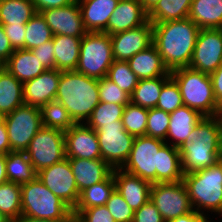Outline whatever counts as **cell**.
<instances>
[{
  "label": "cell",
  "mask_w": 222,
  "mask_h": 222,
  "mask_svg": "<svg viewBox=\"0 0 222 222\" xmlns=\"http://www.w3.org/2000/svg\"><path fill=\"white\" fill-rule=\"evenodd\" d=\"M183 146L222 148V119L219 116H204Z\"/></svg>",
  "instance_id": "24"
},
{
  "label": "cell",
  "mask_w": 222,
  "mask_h": 222,
  "mask_svg": "<svg viewBox=\"0 0 222 222\" xmlns=\"http://www.w3.org/2000/svg\"><path fill=\"white\" fill-rule=\"evenodd\" d=\"M76 2L86 1V0H75Z\"/></svg>",
  "instance_id": "62"
},
{
  "label": "cell",
  "mask_w": 222,
  "mask_h": 222,
  "mask_svg": "<svg viewBox=\"0 0 222 222\" xmlns=\"http://www.w3.org/2000/svg\"><path fill=\"white\" fill-rule=\"evenodd\" d=\"M222 64V29H200L189 67L207 74Z\"/></svg>",
  "instance_id": "13"
},
{
  "label": "cell",
  "mask_w": 222,
  "mask_h": 222,
  "mask_svg": "<svg viewBox=\"0 0 222 222\" xmlns=\"http://www.w3.org/2000/svg\"><path fill=\"white\" fill-rule=\"evenodd\" d=\"M98 82V79L77 71L61 72L55 100L62 104L75 123H86L99 104Z\"/></svg>",
  "instance_id": "3"
},
{
  "label": "cell",
  "mask_w": 222,
  "mask_h": 222,
  "mask_svg": "<svg viewBox=\"0 0 222 222\" xmlns=\"http://www.w3.org/2000/svg\"><path fill=\"white\" fill-rule=\"evenodd\" d=\"M22 104H24L23 83L4 69L0 73V112L6 115Z\"/></svg>",
  "instance_id": "29"
},
{
  "label": "cell",
  "mask_w": 222,
  "mask_h": 222,
  "mask_svg": "<svg viewBox=\"0 0 222 222\" xmlns=\"http://www.w3.org/2000/svg\"><path fill=\"white\" fill-rule=\"evenodd\" d=\"M4 121V115L0 112V123Z\"/></svg>",
  "instance_id": "61"
},
{
  "label": "cell",
  "mask_w": 222,
  "mask_h": 222,
  "mask_svg": "<svg viewBox=\"0 0 222 222\" xmlns=\"http://www.w3.org/2000/svg\"><path fill=\"white\" fill-rule=\"evenodd\" d=\"M37 178L72 211L74 210L80 192L68 158L41 169L37 172Z\"/></svg>",
  "instance_id": "12"
},
{
  "label": "cell",
  "mask_w": 222,
  "mask_h": 222,
  "mask_svg": "<svg viewBox=\"0 0 222 222\" xmlns=\"http://www.w3.org/2000/svg\"><path fill=\"white\" fill-rule=\"evenodd\" d=\"M218 116L222 119V104L219 106Z\"/></svg>",
  "instance_id": "60"
},
{
  "label": "cell",
  "mask_w": 222,
  "mask_h": 222,
  "mask_svg": "<svg viewBox=\"0 0 222 222\" xmlns=\"http://www.w3.org/2000/svg\"><path fill=\"white\" fill-rule=\"evenodd\" d=\"M6 69L20 82L31 80L46 69L31 50L16 49L6 61Z\"/></svg>",
  "instance_id": "26"
},
{
  "label": "cell",
  "mask_w": 222,
  "mask_h": 222,
  "mask_svg": "<svg viewBox=\"0 0 222 222\" xmlns=\"http://www.w3.org/2000/svg\"><path fill=\"white\" fill-rule=\"evenodd\" d=\"M0 211L11 220L22 215L20 184L9 181L0 184Z\"/></svg>",
  "instance_id": "37"
},
{
  "label": "cell",
  "mask_w": 222,
  "mask_h": 222,
  "mask_svg": "<svg viewBox=\"0 0 222 222\" xmlns=\"http://www.w3.org/2000/svg\"><path fill=\"white\" fill-rule=\"evenodd\" d=\"M184 105L179 86L170 77L162 86L156 108L165 112H174L177 108Z\"/></svg>",
  "instance_id": "41"
},
{
  "label": "cell",
  "mask_w": 222,
  "mask_h": 222,
  "mask_svg": "<svg viewBox=\"0 0 222 222\" xmlns=\"http://www.w3.org/2000/svg\"><path fill=\"white\" fill-rule=\"evenodd\" d=\"M189 200L193 210L222 216V164L184 174ZM207 212V213H205Z\"/></svg>",
  "instance_id": "4"
},
{
  "label": "cell",
  "mask_w": 222,
  "mask_h": 222,
  "mask_svg": "<svg viewBox=\"0 0 222 222\" xmlns=\"http://www.w3.org/2000/svg\"><path fill=\"white\" fill-rule=\"evenodd\" d=\"M199 31L190 18L153 24V44L169 72L189 67Z\"/></svg>",
  "instance_id": "2"
},
{
  "label": "cell",
  "mask_w": 222,
  "mask_h": 222,
  "mask_svg": "<svg viewBox=\"0 0 222 222\" xmlns=\"http://www.w3.org/2000/svg\"><path fill=\"white\" fill-rule=\"evenodd\" d=\"M113 62L110 35L105 32H87L80 43L75 71L99 80L106 77Z\"/></svg>",
  "instance_id": "7"
},
{
  "label": "cell",
  "mask_w": 222,
  "mask_h": 222,
  "mask_svg": "<svg viewBox=\"0 0 222 222\" xmlns=\"http://www.w3.org/2000/svg\"><path fill=\"white\" fill-rule=\"evenodd\" d=\"M61 71L48 69L39 76L23 83L24 104L41 108L54 101L58 90Z\"/></svg>",
  "instance_id": "17"
},
{
  "label": "cell",
  "mask_w": 222,
  "mask_h": 222,
  "mask_svg": "<svg viewBox=\"0 0 222 222\" xmlns=\"http://www.w3.org/2000/svg\"><path fill=\"white\" fill-rule=\"evenodd\" d=\"M40 111L44 127L66 131L75 124L68 111L56 100L42 106Z\"/></svg>",
  "instance_id": "35"
},
{
  "label": "cell",
  "mask_w": 222,
  "mask_h": 222,
  "mask_svg": "<svg viewBox=\"0 0 222 222\" xmlns=\"http://www.w3.org/2000/svg\"><path fill=\"white\" fill-rule=\"evenodd\" d=\"M148 110L130 101L125 106L122 116L124 129L134 137L146 135Z\"/></svg>",
  "instance_id": "39"
},
{
  "label": "cell",
  "mask_w": 222,
  "mask_h": 222,
  "mask_svg": "<svg viewBox=\"0 0 222 222\" xmlns=\"http://www.w3.org/2000/svg\"><path fill=\"white\" fill-rule=\"evenodd\" d=\"M147 21V13L139 0H119L104 32L113 35L144 25Z\"/></svg>",
  "instance_id": "19"
},
{
  "label": "cell",
  "mask_w": 222,
  "mask_h": 222,
  "mask_svg": "<svg viewBox=\"0 0 222 222\" xmlns=\"http://www.w3.org/2000/svg\"><path fill=\"white\" fill-rule=\"evenodd\" d=\"M31 0L0 1V24H26L36 13Z\"/></svg>",
  "instance_id": "32"
},
{
  "label": "cell",
  "mask_w": 222,
  "mask_h": 222,
  "mask_svg": "<svg viewBox=\"0 0 222 222\" xmlns=\"http://www.w3.org/2000/svg\"><path fill=\"white\" fill-rule=\"evenodd\" d=\"M64 136L66 158L101 159L96 131L85 123H75Z\"/></svg>",
  "instance_id": "16"
},
{
  "label": "cell",
  "mask_w": 222,
  "mask_h": 222,
  "mask_svg": "<svg viewBox=\"0 0 222 222\" xmlns=\"http://www.w3.org/2000/svg\"><path fill=\"white\" fill-rule=\"evenodd\" d=\"M36 172L66 158L64 131L42 127L25 150Z\"/></svg>",
  "instance_id": "8"
},
{
  "label": "cell",
  "mask_w": 222,
  "mask_h": 222,
  "mask_svg": "<svg viewBox=\"0 0 222 222\" xmlns=\"http://www.w3.org/2000/svg\"><path fill=\"white\" fill-rule=\"evenodd\" d=\"M11 151H25L43 127L40 108L22 104L4 115Z\"/></svg>",
  "instance_id": "9"
},
{
  "label": "cell",
  "mask_w": 222,
  "mask_h": 222,
  "mask_svg": "<svg viewBox=\"0 0 222 222\" xmlns=\"http://www.w3.org/2000/svg\"><path fill=\"white\" fill-rule=\"evenodd\" d=\"M132 222H165L156 206L149 200L140 209L134 211Z\"/></svg>",
  "instance_id": "48"
},
{
  "label": "cell",
  "mask_w": 222,
  "mask_h": 222,
  "mask_svg": "<svg viewBox=\"0 0 222 222\" xmlns=\"http://www.w3.org/2000/svg\"><path fill=\"white\" fill-rule=\"evenodd\" d=\"M170 77L140 79L131 95V102L147 109L156 108L162 86Z\"/></svg>",
  "instance_id": "33"
},
{
  "label": "cell",
  "mask_w": 222,
  "mask_h": 222,
  "mask_svg": "<svg viewBox=\"0 0 222 222\" xmlns=\"http://www.w3.org/2000/svg\"><path fill=\"white\" fill-rule=\"evenodd\" d=\"M2 28L14 50L25 49L26 24H7Z\"/></svg>",
  "instance_id": "46"
},
{
  "label": "cell",
  "mask_w": 222,
  "mask_h": 222,
  "mask_svg": "<svg viewBox=\"0 0 222 222\" xmlns=\"http://www.w3.org/2000/svg\"><path fill=\"white\" fill-rule=\"evenodd\" d=\"M31 51L39 59L40 64H42L46 70L55 69L53 38Z\"/></svg>",
  "instance_id": "47"
},
{
  "label": "cell",
  "mask_w": 222,
  "mask_h": 222,
  "mask_svg": "<svg viewBox=\"0 0 222 222\" xmlns=\"http://www.w3.org/2000/svg\"><path fill=\"white\" fill-rule=\"evenodd\" d=\"M110 38L114 60L128 61L153 43V24L148 20L144 25L115 33Z\"/></svg>",
  "instance_id": "14"
},
{
  "label": "cell",
  "mask_w": 222,
  "mask_h": 222,
  "mask_svg": "<svg viewBox=\"0 0 222 222\" xmlns=\"http://www.w3.org/2000/svg\"><path fill=\"white\" fill-rule=\"evenodd\" d=\"M219 162L222 164V156L220 157V160H219Z\"/></svg>",
  "instance_id": "63"
},
{
  "label": "cell",
  "mask_w": 222,
  "mask_h": 222,
  "mask_svg": "<svg viewBox=\"0 0 222 222\" xmlns=\"http://www.w3.org/2000/svg\"><path fill=\"white\" fill-rule=\"evenodd\" d=\"M6 69V62L0 58V73Z\"/></svg>",
  "instance_id": "59"
},
{
  "label": "cell",
  "mask_w": 222,
  "mask_h": 222,
  "mask_svg": "<svg viewBox=\"0 0 222 222\" xmlns=\"http://www.w3.org/2000/svg\"><path fill=\"white\" fill-rule=\"evenodd\" d=\"M6 176L9 182L24 184L37 177L25 151H10L5 155Z\"/></svg>",
  "instance_id": "30"
},
{
  "label": "cell",
  "mask_w": 222,
  "mask_h": 222,
  "mask_svg": "<svg viewBox=\"0 0 222 222\" xmlns=\"http://www.w3.org/2000/svg\"><path fill=\"white\" fill-rule=\"evenodd\" d=\"M119 0H86L78 2L87 32H104Z\"/></svg>",
  "instance_id": "22"
},
{
  "label": "cell",
  "mask_w": 222,
  "mask_h": 222,
  "mask_svg": "<svg viewBox=\"0 0 222 222\" xmlns=\"http://www.w3.org/2000/svg\"><path fill=\"white\" fill-rule=\"evenodd\" d=\"M13 52L14 49L0 24V58L6 62Z\"/></svg>",
  "instance_id": "52"
},
{
  "label": "cell",
  "mask_w": 222,
  "mask_h": 222,
  "mask_svg": "<svg viewBox=\"0 0 222 222\" xmlns=\"http://www.w3.org/2000/svg\"><path fill=\"white\" fill-rule=\"evenodd\" d=\"M11 151L6 124L3 121L0 123V154L6 155Z\"/></svg>",
  "instance_id": "53"
},
{
  "label": "cell",
  "mask_w": 222,
  "mask_h": 222,
  "mask_svg": "<svg viewBox=\"0 0 222 222\" xmlns=\"http://www.w3.org/2000/svg\"><path fill=\"white\" fill-rule=\"evenodd\" d=\"M115 189L133 211L140 209L150 200L152 183L121 168L113 169Z\"/></svg>",
  "instance_id": "18"
},
{
  "label": "cell",
  "mask_w": 222,
  "mask_h": 222,
  "mask_svg": "<svg viewBox=\"0 0 222 222\" xmlns=\"http://www.w3.org/2000/svg\"><path fill=\"white\" fill-rule=\"evenodd\" d=\"M150 200L156 206L165 222L193 211L185 183H153Z\"/></svg>",
  "instance_id": "10"
},
{
  "label": "cell",
  "mask_w": 222,
  "mask_h": 222,
  "mask_svg": "<svg viewBox=\"0 0 222 222\" xmlns=\"http://www.w3.org/2000/svg\"><path fill=\"white\" fill-rule=\"evenodd\" d=\"M121 169L152 184L179 182L184 177L179 148L147 135L135 137Z\"/></svg>",
  "instance_id": "1"
},
{
  "label": "cell",
  "mask_w": 222,
  "mask_h": 222,
  "mask_svg": "<svg viewBox=\"0 0 222 222\" xmlns=\"http://www.w3.org/2000/svg\"><path fill=\"white\" fill-rule=\"evenodd\" d=\"M0 222H12V220L0 211Z\"/></svg>",
  "instance_id": "58"
},
{
  "label": "cell",
  "mask_w": 222,
  "mask_h": 222,
  "mask_svg": "<svg viewBox=\"0 0 222 222\" xmlns=\"http://www.w3.org/2000/svg\"><path fill=\"white\" fill-rule=\"evenodd\" d=\"M72 214L77 215L82 222H116L105 205L74 209Z\"/></svg>",
  "instance_id": "45"
},
{
  "label": "cell",
  "mask_w": 222,
  "mask_h": 222,
  "mask_svg": "<svg viewBox=\"0 0 222 222\" xmlns=\"http://www.w3.org/2000/svg\"><path fill=\"white\" fill-rule=\"evenodd\" d=\"M82 38L66 35H53L55 69L63 71H75Z\"/></svg>",
  "instance_id": "27"
},
{
  "label": "cell",
  "mask_w": 222,
  "mask_h": 222,
  "mask_svg": "<svg viewBox=\"0 0 222 222\" xmlns=\"http://www.w3.org/2000/svg\"><path fill=\"white\" fill-rule=\"evenodd\" d=\"M106 78L114 82L121 90L130 96L138 84V77L130 69L127 61H116L108 69Z\"/></svg>",
  "instance_id": "40"
},
{
  "label": "cell",
  "mask_w": 222,
  "mask_h": 222,
  "mask_svg": "<svg viewBox=\"0 0 222 222\" xmlns=\"http://www.w3.org/2000/svg\"><path fill=\"white\" fill-rule=\"evenodd\" d=\"M105 206L116 222H132L134 211L130 208L122 195L114 189Z\"/></svg>",
  "instance_id": "44"
},
{
  "label": "cell",
  "mask_w": 222,
  "mask_h": 222,
  "mask_svg": "<svg viewBox=\"0 0 222 222\" xmlns=\"http://www.w3.org/2000/svg\"><path fill=\"white\" fill-rule=\"evenodd\" d=\"M144 11L148 14L160 0H139Z\"/></svg>",
  "instance_id": "56"
},
{
  "label": "cell",
  "mask_w": 222,
  "mask_h": 222,
  "mask_svg": "<svg viewBox=\"0 0 222 222\" xmlns=\"http://www.w3.org/2000/svg\"><path fill=\"white\" fill-rule=\"evenodd\" d=\"M12 222H66V220L33 219L21 215L17 219L12 220Z\"/></svg>",
  "instance_id": "54"
},
{
  "label": "cell",
  "mask_w": 222,
  "mask_h": 222,
  "mask_svg": "<svg viewBox=\"0 0 222 222\" xmlns=\"http://www.w3.org/2000/svg\"><path fill=\"white\" fill-rule=\"evenodd\" d=\"M22 216L33 219L67 220L72 210L37 177L21 185Z\"/></svg>",
  "instance_id": "6"
},
{
  "label": "cell",
  "mask_w": 222,
  "mask_h": 222,
  "mask_svg": "<svg viewBox=\"0 0 222 222\" xmlns=\"http://www.w3.org/2000/svg\"><path fill=\"white\" fill-rule=\"evenodd\" d=\"M100 102L127 105L131 101V96L121 90L114 82L106 77L98 82Z\"/></svg>",
  "instance_id": "43"
},
{
  "label": "cell",
  "mask_w": 222,
  "mask_h": 222,
  "mask_svg": "<svg viewBox=\"0 0 222 222\" xmlns=\"http://www.w3.org/2000/svg\"><path fill=\"white\" fill-rule=\"evenodd\" d=\"M188 18L200 29H222V0H193Z\"/></svg>",
  "instance_id": "28"
},
{
  "label": "cell",
  "mask_w": 222,
  "mask_h": 222,
  "mask_svg": "<svg viewBox=\"0 0 222 222\" xmlns=\"http://www.w3.org/2000/svg\"><path fill=\"white\" fill-rule=\"evenodd\" d=\"M170 123V114L157 108L148 110L146 135L162 140L166 139Z\"/></svg>",
  "instance_id": "42"
},
{
  "label": "cell",
  "mask_w": 222,
  "mask_h": 222,
  "mask_svg": "<svg viewBox=\"0 0 222 222\" xmlns=\"http://www.w3.org/2000/svg\"><path fill=\"white\" fill-rule=\"evenodd\" d=\"M95 131L101 159L112 169L122 168L129 158L135 137L124 129L123 124H106Z\"/></svg>",
  "instance_id": "11"
},
{
  "label": "cell",
  "mask_w": 222,
  "mask_h": 222,
  "mask_svg": "<svg viewBox=\"0 0 222 222\" xmlns=\"http://www.w3.org/2000/svg\"><path fill=\"white\" fill-rule=\"evenodd\" d=\"M127 62L139 80L170 76L169 70L165 67L161 55L153 43L135 54Z\"/></svg>",
  "instance_id": "23"
},
{
  "label": "cell",
  "mask_w": 222,
  "mask_h": 222,
  "mask_svg": "<svg viewBox=\"0 0 222 222\" xmlns=\"http://www.w3.org/2000/svg\"><path fill=\"white\" fill-rule=\"evenodd\" d=\"M5 155L0 154V184L7 182Z\"/></svg>",
  "instance_id": "55"
},
{
  "label": "cell",
  "mask_w": 222,
  "mask_h": 222,
  "mask_svg": "<svg viewBox=\"0 0 222 222\" xmlns=\"http://www.w3.org/2000/svg\"><path fill=\"white\" fill-rule=\"evenodd\" d=\"M53 35H66L83 38L87 31L84 28L78 2L40 11Z\"/></svg>",
  "instance_id": "15"
},
{
  "label": "cell",
  "mask_w": 222,
  "mask_h": 222,
  "mask_svg": "<svg viewBox=\"0 0 222 222\" xmlns=\"http://www.w3.org/2000/svg\"><path fill=\"white\" fill-rule=\"evenodd\" d=\"M53 33L40 12L26 23L25 50H32L52 40Z\"/></svg>",
  "instance_id": "38"
},
{
  "label": "cell",
  "mask_w": 222,
  "mask_h": 222,
  "mask_svg": "<svg viewBox=\"0 0 222 222\" xmlns=\"http://www.w3.org/2000/svg\"><path fill=\"white\" fill-rule=\"evenodd\" d=\"M125 106L99 102L85 124L94 130L106 124H122Z\"/></svg>",
  "instance_id": "36"
},
{
  "label": "cell",
  "mask_w": 222,
  "mask_h": 222,
  "mask_svg": "<svg viewBox=\"0 0 222 222\" xmlns=\"http://www.w3.org/2000/svg\"><path fill=\"white\" fill-rule=\"evenodd\" d=\"M68 159L79 192L104 181L113 171L103 159Z\"/></svg>",
  "instance_id": "21"
},
{
  "label": "cell",
  "mask_w": 222,
  "mask_h": 222,
  "mask_svg": "<svg viewBox=\"0 0 222 222\" xmlns=\"http://www.w3.org/2000/svg\"><path fill=\"white\" fill-rule=\"evenodd\" d=\"M114 189L115 180L112 172L104 181L82 190L78 204L74 209H87L105 205Z\"/></svg>",
  "instance_id": "34"
},
{
  "label": "cell",
  "mask_w": 222,
  "mask_h": 222,
  "mask_svg": "<svg viewBox=\"0 0 222 222\" xmlns=\"http://www.w3.org/2000/svg\"><path fill=\"white\" fill-rule=\"evenodd\" d=\"M169 222H215V221L210 218V214L206 215L193 210L192 212L177 217L175 219H172Z\"/></svg>",
  "instance_id": "51"
},
{
  "label": "cell",
  "mask_w": 222,
  "mask_h": 222,
  "mask_svg": "<svg viewBox=\"0 0 222 222\" xmlns=\"http://www.w3.org/2000/svg\"><path fill=\"white\" fill-rule=\"evenodd\" d=\"M193 0H160L147 14L152 23L182 20L188 18Z\"/></svg>",
  "instance_id": "31"
},
{
  "label": "cell",
  "mask_w": 222,
  "mask_h": 222,
  "mask_svg": "<svg viewBox=\"0 0 222 222\" xmlns=\"http://www.w3.org/2000/svg\"><path fill=\"white\" fill-rule=\"evenodd\" d=\"M179 150L184 174L216 165L222 156V148L182 146Z\"/></svg>",
  "instance_id": "25"
},
{
  "label": "cell",
  "mask_w": 222,
  "mask_h": 222,
  "mask_svg": "<svg viewBox=\"0 0 222 222\" xmlns=\"http://www.w3.org/2000/svg\"><path fill=\"white\" fill-rule=\"evenodd\" d=\"M170 76L179 86L184 105L199 111L203 116H218L219 105L209 74L183 67L171 71Z\"/></svg>",
  "instance_id": "5"
},
{
  "label": "cell",
  "mask_w": 222,
  "mask_h": 222,
  "mask_svg": "<svg viewBox=\"0 0 222 222\" xmlns=\"http://www.w3.org/2000/svg\"><path fill=\"white\" fill-rule=\"evenodd\" d=\"M35 6L37 12L50 9L67 6L73 3L75 0H31Z\"/></svg>",
  "instance_id": "50"
},
{
  "label": "cell",
  "mask_w": 222,
  "mask_h": 222,
  "mask_svg": "<svg viewBox=\"0 0 222 222\" xmlns=\"http://www.w3.org/2000/svg\"><path fill=\"white\" fill-rule=\"evenodd\" d=\"M169 114L170 123L164 141L171 146L180 148L186 144L187 137L204 116L186 105L180 106Z\"/></svg>",
  "instance_id": "20"
},
{
  "label": "cell",
  "mask_w": 222,
  "mask_h": 222,
  "mask_svg": "<svg viewBox=\"0 0 222 222\" xmlns=\"http://www.w3.org/2000/svg\"><path fill=\"white\" fill-rule=\"evenodd\" d=\"M212 82L215 99L220 106L222 104V64L211 74H209Z\"/></svg>",
  "instance_id": "49"
},
{
  "label": "cell",
  "mask_w": 222,
  "mask_h": 222,
  "mask_svg": "<svg viewBox=\"0 0 222 222\" xmlns=\"http://www.w3.org/2000/svg\"><path fill=\"white\" fill-rule=\"evenodd\" d=\"M66 222H82L81 219L77 216L72 214L67 220Z\"/></svg>",
  "instance_id": "57"
}]
</instances>
